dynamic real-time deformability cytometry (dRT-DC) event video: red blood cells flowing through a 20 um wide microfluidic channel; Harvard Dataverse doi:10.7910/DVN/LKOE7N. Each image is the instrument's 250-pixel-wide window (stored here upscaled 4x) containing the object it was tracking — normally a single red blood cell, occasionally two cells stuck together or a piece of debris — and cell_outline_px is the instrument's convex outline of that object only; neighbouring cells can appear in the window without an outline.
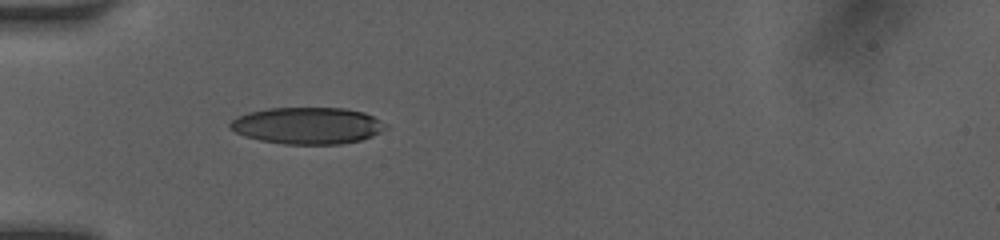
{"species": "human", "species_latin": "Homo sapiens", "temperature_condition": "room temperature", "stored_images_in_passage": 32, "camera_frame_rate_fps": 3000, "um_per_image_px": 0.085, "donor": {"sex": "female"}, "frame": {"image": 1, "passage_image": 1, "time_ms": 0.0, "image_size_px": [1000, 240], "cell_outline_px": [[388, 128], [372, 136], [360, 140], [340, 144], [284, 144], [260, 140], [244, 136], [228, 128], [228, 124], [236, 116], [248, 112], [268, 108], [344, 108], [364, 112], [388, 124]], "centroid_in_image_um": [26.12, 10.67], "position_along_channel_um": 58.9, "area_um2": 33.47}}
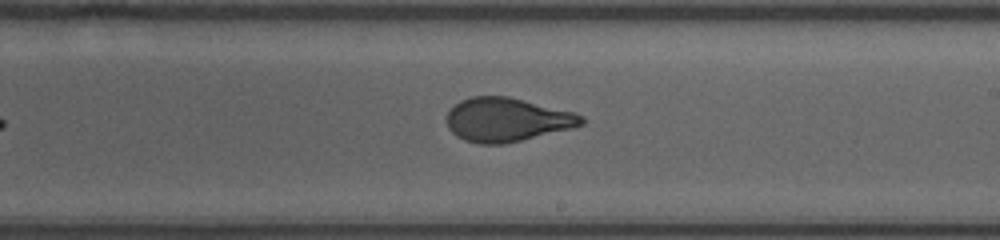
{"frame": {"image": 2, "passage_image": 15, "time_ms": 4.667, "image_size_px": [1000, 240], "cell_outline_px": [[584, 124], [504, 144], [480, 144], [464, 140], [456, 136], [448, 128], [448, 112], [460, 100], [472, 96], [508, 96], [576, 112], [584, 116]], "centroid_in_image_um": [43.08, 10.16], "position_along_channel_um": 245.9, "area_um2": 34.1}}
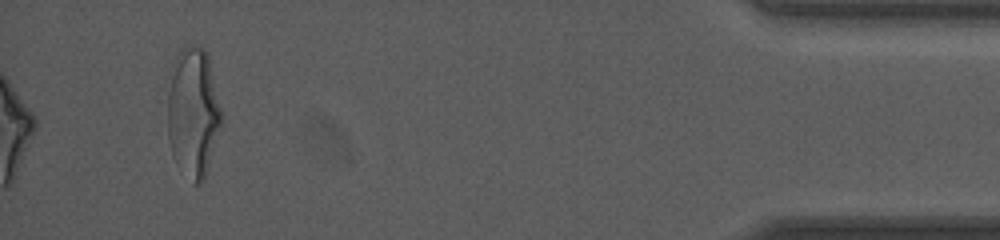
{"frame": {"image": 3, "passage_image": 32, "time_ms": 10.333, "image_size_px": [1000, 240], "cell_outline_px": [[220, 124], [208, 164], [204, 176], [200, 184], [192, 184], [176, 164], [172, 156], [168, 136], [168, 96], [176, 56], [188, 44], [204, 48], [208, 52], [220, 108]], "centroid_in_image_um": [16.39, 9.56], "position_along_channel_um": 418.8, "area_um2": 39.77}, "authors_computed_cell_mechanics": {"area_um2": 34.7667, "velocity_mm_per_s": 4.1846, "shape_relaxation_time_tau1_ms": 4.4658, "shape_relaxation_time_tau2_ms": 0.7853, "deformation_change_tau1": 0.1997, "deformation_change_tau2": 0.0694}}